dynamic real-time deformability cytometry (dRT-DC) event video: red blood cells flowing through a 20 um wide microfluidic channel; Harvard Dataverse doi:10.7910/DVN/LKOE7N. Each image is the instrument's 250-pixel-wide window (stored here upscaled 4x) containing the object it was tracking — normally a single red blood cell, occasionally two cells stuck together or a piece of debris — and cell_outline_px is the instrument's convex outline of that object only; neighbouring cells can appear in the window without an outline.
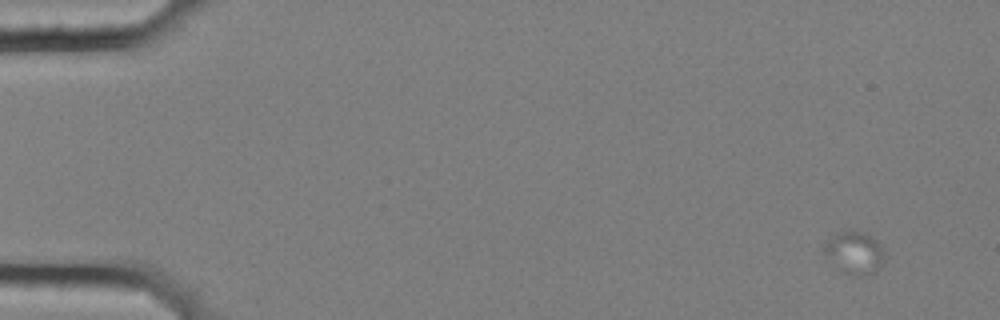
{"species": "common noctule bat (a hibernating species)", "species_latin": "Nyctalus noctula", "temperature_condition": "cold", "stored_images_in_passage": 30, "camera_frame_rate_fps": 3000, "um_per_image_px": 0.085, "animal": {"sex": "female", "body_mass_g": 25.1}, "frame": {"image": 1, "passage_image": 4, "time_ms": 1.0, "image_size_px": [1000, 320], "cell_outline_px": [[884, 260], [880, 268], [876, 272], [864, 276], [856, 276], [844, 272], [824, 252], [824, 244], [836, 232], [860, 232], [868, 236], [880, 244]], "centroid_in_image_um": [72.65, 21.51], "position_along_channel_um": 12.3, "area_um2": 14.28}}